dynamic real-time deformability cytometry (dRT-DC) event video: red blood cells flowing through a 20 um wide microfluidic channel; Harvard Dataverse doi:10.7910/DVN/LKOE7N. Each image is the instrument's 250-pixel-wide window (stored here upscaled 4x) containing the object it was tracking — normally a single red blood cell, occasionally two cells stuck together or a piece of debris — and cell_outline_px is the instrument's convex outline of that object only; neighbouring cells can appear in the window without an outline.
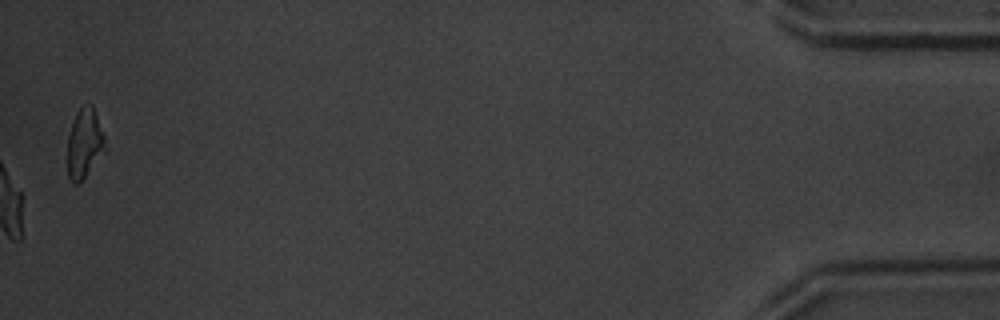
{"species": "common noctule bat (a hibernating species)", "species_latin": "Nyctalus noctula", "temperature_condition": "warm", "stored_images_in_passage": 48, "camera_frame_rate_fps": 3000, "um_per_image_px": 0.085, "animal": {"sex": "male", "body_mass_g": 20.1, "forearm_length_mm": 53.5}, "frame": {"image": 1, "passage_image": 48, "time_ms": 15.667, "image_size_px": [1000, 320], "cell_outline_px": [[108, 148], [84, 176], [76, 184], [72, 184], [68, 176], [68, 136], [76, 112], [80, 108], [92, 104], [104, 136]], "centroid_in_image_um": [7.19, 12.19], "position_along_channel_um": 428.0, "area_um2": 14.97}, "authors_computed_cell_mechanics": {"area_um2": 17.8602, "velocity_mm_per_s": 4.1618, "shape_relaxation_time_tau1_ms": 2.5462, "shape_relaxation_time_tau2_ms": 1.6792, "deformation_change_tau1": 0.1475, "deformation_change_tau2": 0.0769}}